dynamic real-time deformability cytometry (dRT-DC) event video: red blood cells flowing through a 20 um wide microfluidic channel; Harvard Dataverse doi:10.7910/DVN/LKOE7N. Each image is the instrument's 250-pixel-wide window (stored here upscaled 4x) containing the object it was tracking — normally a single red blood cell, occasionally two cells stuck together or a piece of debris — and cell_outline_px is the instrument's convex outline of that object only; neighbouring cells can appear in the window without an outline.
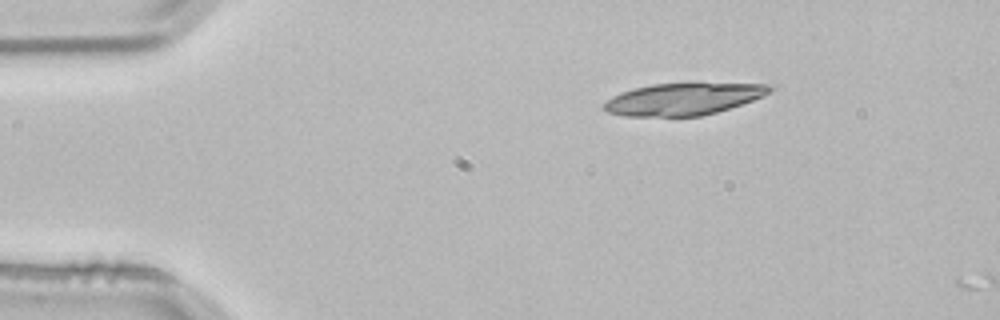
{"species": "common noctule bat (a hibernating species)", "species_latin": "Nyctalus noctula", "temperature_condition": "room temperature", "stored_images_in_passage": 2, "camera_frame_rate_fps": 3000, "um_per_image_px": 0.085, "animal": {"sex": "male", "body_mass_g": 21.5, "forearm_length_mm": 52.0}, "frame": {"image": 1, "passage_image": 1, "time_ms": 0.0, "image_size_px": [1000, 320], "cell_outline_px": [[776, 88], [764, 96], [716, 112], [700, 116], [624, 116], [608, 112], [600, 104], [612, 96], [620, 92], [632, 88], [652, 84], [696, 80], [768, 84]], "centroid_in_image_um": [58.12, 8.35], "position_along_channel_um": 26.9, "area_um2": 32.31}}